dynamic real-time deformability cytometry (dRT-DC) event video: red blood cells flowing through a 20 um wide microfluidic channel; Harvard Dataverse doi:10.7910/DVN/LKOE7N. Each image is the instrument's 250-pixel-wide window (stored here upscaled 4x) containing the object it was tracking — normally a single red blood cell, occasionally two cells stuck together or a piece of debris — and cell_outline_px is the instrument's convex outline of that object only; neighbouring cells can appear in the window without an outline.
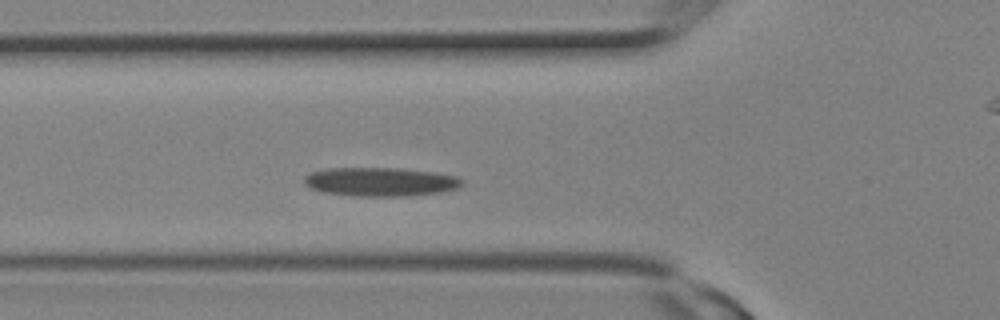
{"species": "Egyptian fruit bat (a non-hibernating species)", "species_latin": "Rousettus aegyptiacus", "temperature_condition": "room temperature", "stored_images_in_passage": 6, "camera_frame_rate_fps": 3000, "um_per_image_px": 0.085, "animal": {"sex": "female"}, "frame": {"image": 1, "passage_image": 6, "time_ms": 1.667, "image_size_px": [1000, 320], "cell_outline_px": [[464, 184], [460, 188], [440, 192], [412, 196], [352, 196], [320, 192], [308, 188], [304, 184], [304, 176], [312, 172], [328, 168], [400, 168], [436, 172], [456, 176], [464, 180]], "centroid_in_image_um": [32.35, 15.46], "position_along_channel_um": 93.5, "area_um2": 26.99}}